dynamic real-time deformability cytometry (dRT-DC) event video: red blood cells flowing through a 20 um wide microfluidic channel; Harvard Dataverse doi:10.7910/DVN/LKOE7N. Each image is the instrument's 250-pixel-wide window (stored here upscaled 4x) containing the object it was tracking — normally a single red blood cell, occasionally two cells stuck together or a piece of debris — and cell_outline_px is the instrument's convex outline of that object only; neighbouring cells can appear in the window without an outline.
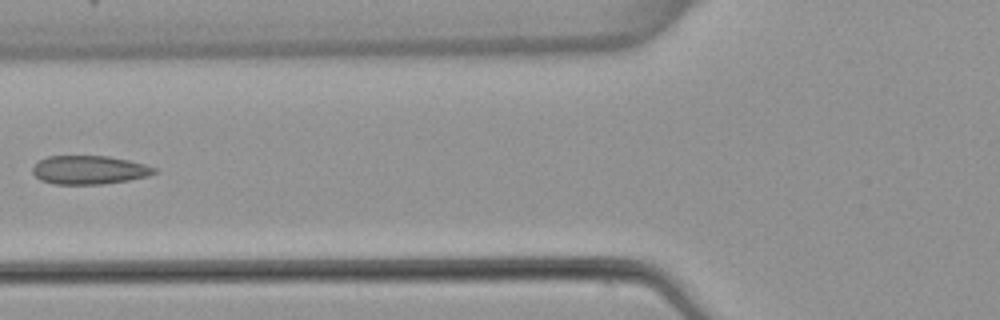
{"species": "common noctule bat (a hibernating species)", "species_latin": "Nyctalus noctula", "temperature_condition": "warm", "stored_images_in_passage": 6, "camera_frame_rate_fps": 3000, "um_per_image_px": 0.085, "animal": {"sex": "female", "body_mass_g": 22.7, "forearm_length_mm": 54.2}, "frame": {"image": 1, "passage_image": 6, "time_ms": 7.0, "image_size_px": [1000, 320], "cell_outline_px": [[156, 172], [148, 176], [128, 180], [100, 184], [56, 184], [40, 180], [32, 172], [32, 168], [40, 160], [48, 156], [108, 156], [128, 160], [144, 164], [156, 168]], "centroid_in_image_um": [7.58, 14.44], "position_along_channel_um": 118.2, "area_um2": 20.11}}